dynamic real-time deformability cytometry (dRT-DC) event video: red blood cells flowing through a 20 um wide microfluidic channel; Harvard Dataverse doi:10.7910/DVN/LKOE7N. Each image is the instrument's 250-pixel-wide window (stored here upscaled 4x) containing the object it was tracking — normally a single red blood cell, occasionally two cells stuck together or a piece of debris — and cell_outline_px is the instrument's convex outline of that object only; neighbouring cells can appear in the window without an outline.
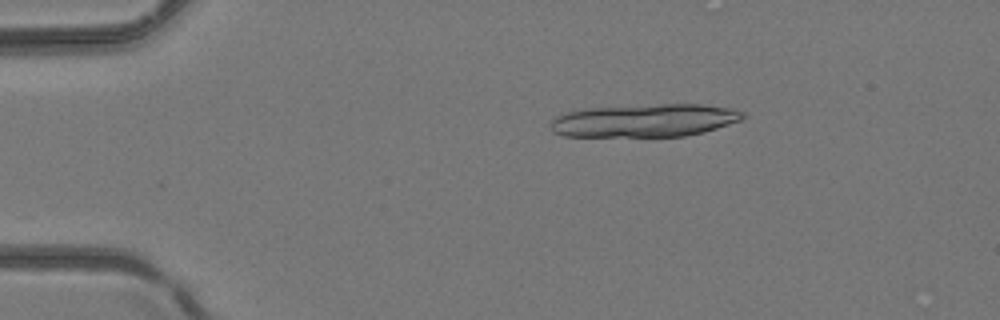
{"species": "common noctule bat (a hibernating species)", "species_latin": "Nyctalus noctula", "temperature_condition": "room temperature", "stored_images_in_passage": 10, "camera_frame_rate_fps": 3000, "um_per_image_px": 0.085, "animal": {"sex": "female", "body_mass_g": 24.6, "forearm_length_mm": 56.2}, "frame": {"image": 1, "passage_image": 1, "time_ms": 0.0, "image_size_px": [1000, 320], "cell_outline_px": [[748, 116], [740, 120], [704, 132], [684, 136], [564, 136], [552, 132], [548, 124], [556, 116], [568, 112], [588, 108], [660, 104], [700, 104], [732, 108], [744, 112]], "centroid_in_image_um": [54.8, 10.24], "position_along_channel_um": 30.2, "area_um2": 36.93}}